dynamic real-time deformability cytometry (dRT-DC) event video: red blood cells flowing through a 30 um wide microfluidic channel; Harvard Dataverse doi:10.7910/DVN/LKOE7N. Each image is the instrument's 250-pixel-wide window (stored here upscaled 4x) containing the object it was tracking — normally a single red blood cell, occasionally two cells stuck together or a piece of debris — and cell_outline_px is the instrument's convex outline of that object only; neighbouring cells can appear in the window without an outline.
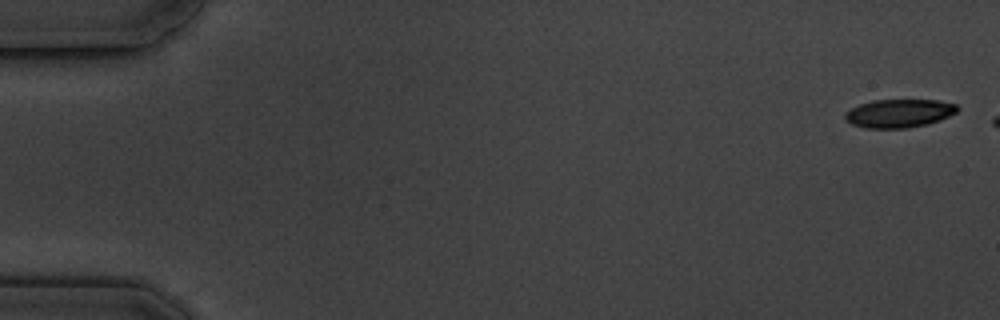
{"species": "common noctule bat (a hibernating species)", "species_latin": "Nyctalus noctula", "temperature_condition": "cold", "stored_images_in_passage": 6, "camera_frame_rate_fps": 3000, "um_per_image_px": 0.085, "animal": {"sex": "male", "body_mass_g": 19.5, "forearm_length_mm": 54.6}, "frame": {"image": 1, "passage_image": 1, "time_ms": 0.0, "image_size_px": [1000, 320], "cell_outline_px": [[960, 108], [956, 112], [940, 120], [928, 124], [908, 128], [864, 128], [852, 124], [844, 120], [844, 112], [860, 104], [872, 100], [936, 100], [956, 104]], "centroid_in_image_um": [76.4, 9.64], "position_along_channel_um": 8.6, "area_um2": 18.67}}
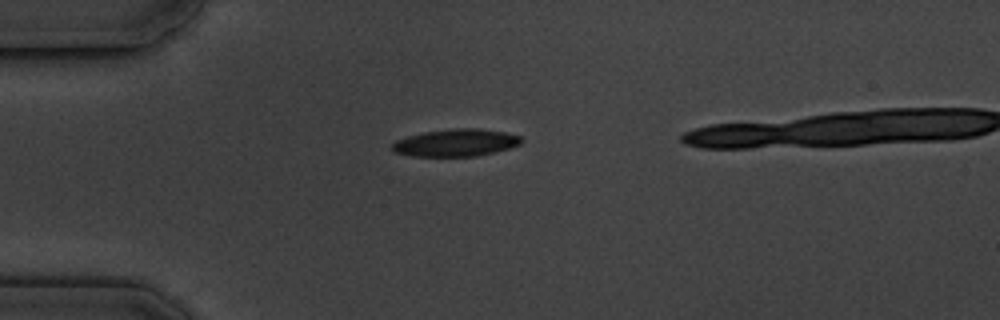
{"frame": {"image": 2, "passage_image": 5, "time_ms": 4.667, "image_size_px": [1000, 320], "cell_outline_px": [[524, 140], [520, 144], [496, 152], [476, 156], [412, 156], [396, 152], [392, 148], [392, 144], [396, 140], [408, 136], [424, 132], [456, 128], [476, 128], [504, 132], [520, 136]], "centroid_in_image_um": [38.77, 12.13], "position_along_channel_um": 46.2, "area_um2": 20.4}}